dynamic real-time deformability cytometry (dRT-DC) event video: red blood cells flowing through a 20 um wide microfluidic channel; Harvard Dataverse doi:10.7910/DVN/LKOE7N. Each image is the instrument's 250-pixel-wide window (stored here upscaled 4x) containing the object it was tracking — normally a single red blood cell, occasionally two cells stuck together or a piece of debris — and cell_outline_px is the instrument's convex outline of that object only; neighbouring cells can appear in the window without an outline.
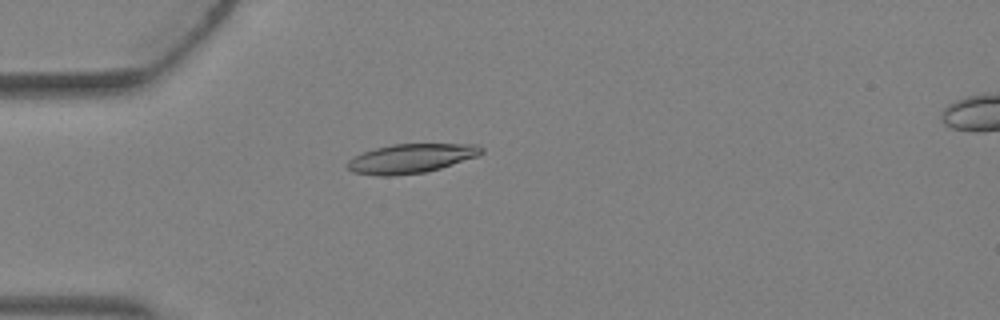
{"species": "Egyptian fruit bat (a non-hibernating species)", "species_latin": "Rousettus aegyptiacus", "temperature_condition": "warm", "stored_images_in_passage": 2, "segment_of_instrument_passage": [1, 2], "camera_frame_rate_fps": 3000, "um_per_image_px": 0.085, "animal": {"sex": "female"}, "frame": {"image": 1, "passage_image": 1, "time_ms": 0.0, "image_size_px": [1000, 320], "cell_outline_px": [[484, 152], [476, 156], [440, 168], [424, 172], [392, 176], [376, 176], [352, 172], [348, 168], [348, 160], [364, 152], [376, 148], [392, 144], [476, 144], [484, 148]], "centroid_in_image_um": [34.93, 13.47], "position_along_channel_um": 50.1, "area_um2": 22.6}}